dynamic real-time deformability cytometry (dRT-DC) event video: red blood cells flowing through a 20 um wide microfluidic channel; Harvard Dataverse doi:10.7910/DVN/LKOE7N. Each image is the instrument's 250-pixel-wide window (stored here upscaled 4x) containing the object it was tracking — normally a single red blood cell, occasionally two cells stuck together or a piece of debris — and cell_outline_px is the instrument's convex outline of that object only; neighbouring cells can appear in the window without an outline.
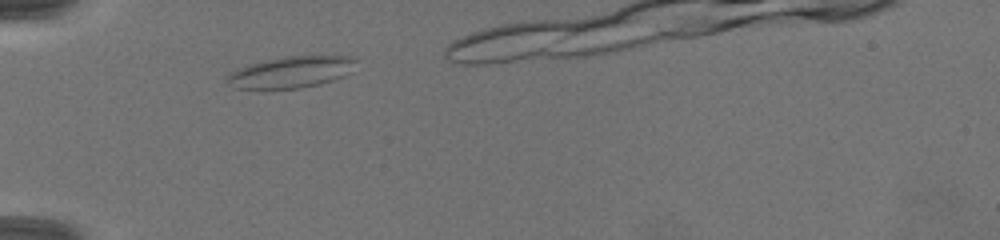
{"species": "common noctule bat (a hibernating species)", "species_latin": "Nyctalus noctula", "temperature_condition": "warm", "stored_images_in_passage": 8, "camera_frame_rate_fps": 3000, "um_per_image_px": 0.085, "animal": {"sex": "female", "body_mass_g": 19.5, "forearm_length_mm": 54.1}, "frame": {"image": 1, "passage_image": 1, "time_ms": 0.0, "image_size_px": [1000, 240], "cell_outline_px": [[356, 60], [344, 76], [320, 84], [300, 88], [232, 88], [224, 80], [232, 72], [240, 68], [252, 64], [284, 56], [352, 56]], "centroid_in_image_um": [24.71, 6.13], "position_along_channel_um": 60.3, "area_um2": 23.06}}